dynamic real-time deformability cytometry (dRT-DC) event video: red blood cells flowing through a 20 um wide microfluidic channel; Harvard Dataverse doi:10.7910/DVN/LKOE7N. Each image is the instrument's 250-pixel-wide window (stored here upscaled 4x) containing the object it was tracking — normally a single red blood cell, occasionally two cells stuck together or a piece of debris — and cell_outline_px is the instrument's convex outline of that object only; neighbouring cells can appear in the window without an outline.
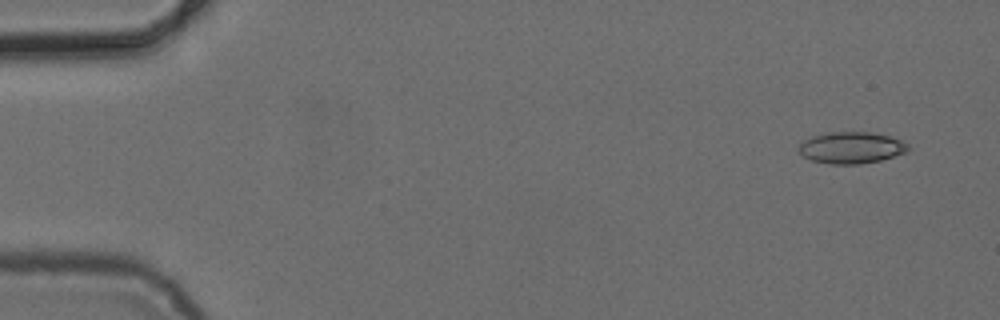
{"species": "common noctule bat (a hibernating species)", "species_latin": "Nyctalus noctula", "temperature_condition": "cold", "stored_images_in_passage": 7, "camera_frame_rate_fps": 3000, "um_per_image_px": 0.085, "animal": {"sex": "female", "body_mass_g": 24.6, "forearm_length_mm": 56.2}, "frame": {"image": 1, "passage_image": 1, "time_ms": 0.0, "image_size_px": [1000, 320], "cell_outline_px": [[908, 148], [904, 152], [880, 160], [860, 164], [832, 164], [812, 160], [804, 156], [796, 148], [804, 140], [812, 136], [828, 132], [868, 132], [892, 136], [908, 144]], "centroid_in_image_um": [72.33, 12.54], "position_along_channel_um": 12.7, "area_um2": 19.94}}
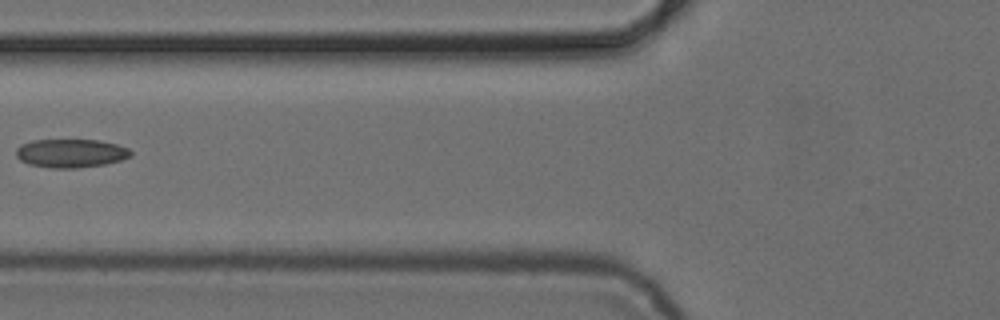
{"frame": {"image": 2, "passage_image": 6, "time_ms": 6.0, "image_size_px": [1000, 320], "cell_outline_px": [[132, 156], [120, 160], [104, 164], [76, 168], [52, 168], [28, 164], [20, 160], [16, 156], [16, 148], [20, 144], [32, 140], [96, 140], [116, 144], [128, 148], [132, 152]], "centroid_in_image_um": [5.99, 13.02], "position_along_channel_um": 119.8, "area_um2": 19.07}}
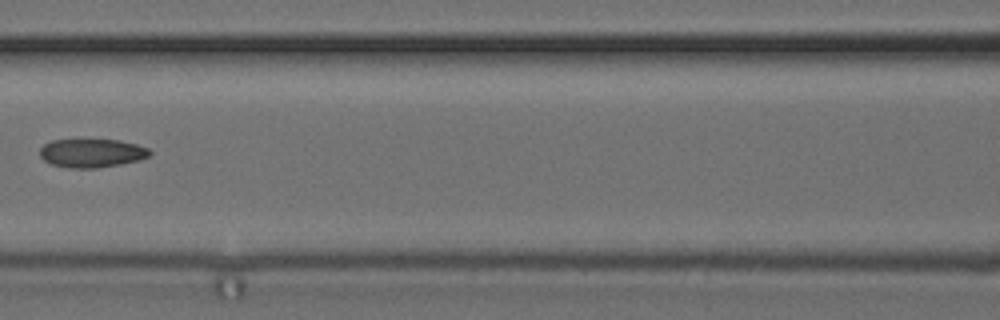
{"frame": {"image": 3, "passage_image": 7, "time_ms": 7.0, "image_size_px": [1000, 320], "cell_outline_px": [[152, 152], [148, 156], [136, 160], [120, 164], [96, 168], [68, 168], [52, 164], [44, 160], [40, 156], [40, 148], [44, 144], [52, 140], [120, 140], [136, 144], [148, 148]], "centroid_in_image_um": [7.78, 13.01], "position_along_channel_um": 158.8, "area_um2": 18.15}}